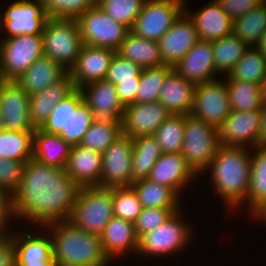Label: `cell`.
<instances>
[{"instance_id": "obj_3", "label": "cell", "mask_w": 266, "mask_h": 266, "mask_svg": "<svg viewBox=\"0 0 266 266\" xmlns=\"http://www.w3.org/2000/svg\"><path fill=\"white\" fill-rule=\"evenodd\" d=\"M50 231L53 257L59 266H108L109 259L103 253L100 236L88 233L70 222L58 221L39 229Z\"/></svg>"}, {"instance_id": "obj_49", "label": "cell", "mask_w": 266, "mask_h": 266, "mask_svg": "<svg viewBox=\"0 0 266 266\" xmlns=\"http://www.w3.org/2000/svg\"><path fill=\"white\" fill-rule=\"evenodd\" d=\"M142 68L115 53L107 70L105 80L117 84L122 80L140 79Z\"/></svg>"}, {"instance_id": "obj_14", "label": "cell", "mask_w": 266, "mask_h": 266, "mask_svg": "<svg viewBox=\"0 0 266 266\" xmlns=\"http://www.w3.org/2000/svg\"><path fill=\"white\" fill-rule=\"evenodd\" d=\"M260 131L261 110L231 111L218 127V140L222 146L252 149L260 145Z\"/></svg>"}, {"instance_id": "obj_17", "label": "cell", "mask_w": 266, "mask_h": 266, "mask_svg": "<svg viewBox=\"0 0 266 266\" xmlns=\"http://www.w3.org/2000/svg\"><path fill=\"white\" fill-rule=\"evenodd\" d=\"M13 231L15 243V263L17 266H59L58 261L53 257L52 240L49 231ZM38 232V233H37Z\"/></svg>"}, {"instance_id": "obj_6", "label": "cell", "mask_w": 266, "mask_h": 266, "mask_svg": "<svg viewBox=\"0 0 266 266\" xmlns=\"http://www.w3.org/2000/svg\"><path fill=\"white\" fill-rule=\"evenodd\" d=\"M180 213V210L175 212L157 229L142 235L138 239L136 254L149 259V257L172 256L185 250L188 243H191L193 231L191 226L184 222Z\"/></svg>"}, {"instance_id": "obj_7", "label": "cell", "mask_w": 266, "mask_h": 266, "mask_svg": "<svg viewBox=\"0 0 266 266\" xmlns=\"http://www.w3.org/2000/svg\"><path fill=\"white\" fill-rule=\"evenodd\" d=\"M219 146L218 128L207 124L192 114L186 115L181 154L199 176L202 173L205 174L204 171L209 166Z\"/></svg>"}, {"instance_id": "obj_40", "label": "cell", "mask_w": 266, "mask_h": 266, "mask_svg": "<svg viewBox=\"0 0 266 266\" xmlns=\"http://www.w3.org/2000/svg\"><path fill=\"white\" fill-rule=\"evenodd\" d=\"M185 124V114H171L153 134L162 153H181Z\"/></svg>"}, {"instance_id": "obj_9", "label": "cell", "mask_w": 266, "mask_h": 266, "mask_svg": "<svg viewBox=\"0 0 266 266\" xmlns=\"http://www.w3.org/2000/svg\"><path fill=\"white\" fill-rule=\"evenodd\" d=\"M83 43L117 51L130 29L117 22L97 4L82 13L77 19Z\"/></svg>"}, {"instance_id": "obj_44", "label": "cell", "mask_w": 266, "mask_h": 266, "mask_svg": "<svg viewBox=\"0 0 266 266\" xmlns=\"http://www.w3.org/2000/svg\"><path fill=\"white\" fill-rule=\"evenodd\" d=\"M95 119L93 112L85 103L80 107H70L68 128L62 130L59 136L71 145H79Z\"/></svg>"}, {"instance_id": "obj_58", "label": "cell", "mask_w": 266, "mask_h": 266, "mask_svg": "<svg viewBox=\"0 0 266 266\" xmlns=\"http://www.w3.org/2000/svg\"><path fill=\"white\" fill-rule=\"evenodd\" d=\"M5 128H4V125H3V120H2V117H1V113H0V132L2 131V130H4Z\"/></svg>"}, {"instance_id": "obj_31", "label": "cell", "mask_w": 266, "mask_h": 266, "mask_svg": "<svg viewBox=\"0 0 266 266\" xmlns=\"http://www.w3.org/2000/svg\"><path fill=\"white\" fill-rule=\"evenodd\" d=\"M132 183L149 177L152 167L163 154L153 135L132 138Z\"/></svg>"}, {"instance_id": "obj_48", "label": "cell", "mask_w": 266, "mask_h": 266, "mask_svg": "<svg viewBox=\"0 0 266 266\" xmlns=\"http://www.w3.org/2000/svg\"><path fill=\"white\" fill-rule=\"evenodd\" d=\"M25 167L26 162L0 157V187L13 195L21 185Z\"/></svg>"}, {"instance_id": "obj_19", "label": "cell", "mask_w": 266, "mask_h": 266, "mask_svg": "<svg viewBox=\"0 0 266 266\" xmlns=\"http://www.w3.org/2000/svg\"><path fill=\"white\" fill-rule=\"evenodd\" d=\"M116 51L84 44L75 65L69 74L75 88H82L87 84L104 80L111 60Z\"/></svg>"}, {"instance_id": "obj_39", "label": "cell", "mask_w": 266, "mask_h": 266, "mask_svg": "<svg viewBox=\"0 0 266 266\" xmlns=\"http://www.w3.org/2000/svg\"><path fill=\"white\" fill-rule=\"evenodd\" d=\"M34 132H0V157L15 161L27 162L33 159Z\"/></svg>"}, {"instance_id": "obj_42", "label": "cell", "mask_w": 266, "mask_h": 266, "mask_svg": "<svg viewBox=\"0 0 266 266\" xmlns=\"http://www.w3.org/2000/svg\"><path fill=\"white\" fill-rule=\"evenodd\" d=\"M84 99L80 89L75 88L50 113L40 129L46 133L59 135L66 130L70 121V107H80Z\"/></svg>"}, {"instance_id": "obj_27", "label": "cell", "mask_w": 266, "mask_h": 266, "mask_svg": "<svg viewBox=\"0 0 266 266\" xmlns=\"http://www.w3.org/2000/svg\"><path fill=\"white\" fill-rule=\"evenodd\" d=\"M68 73L59 63L46 56H42L15 82L29 95H34L61 81Z\"/></svg>"}, {"instance_id": "obj_22", "label": "cell", "mask_w": 266, "mask_h": 266, "mask_svg": "<svg viewBox=\"0 0 266 266\" xmlns=\"http://www.w3.org/2000/svg\"><path fill=\"white\" fill-rule=\"evenodd\" d=\"M80 91L96 119L122 120L125 106L119 100L114 84L104 79L87 84Z\"/></svg>"}, {"instance_id": "obj_47", "label": "cell", "mask_w": 266, "mask_h": 266, "mask_svg": "<svg viewBox=\"0 0 266 266\" xmlns=\"http://www.w3.org/2000/svg\"><path fill=\"white\" fill-rule=\"evenodd\" d=\"M181 208H142L134 222V229L138 239L164 224L175 212Z\"/></svg>"}, {"instance_id": "obj_13", "label": "cell", "mask_w": 266, "mask_h": 266, "mask_svg": "<svg viewBox=\"0 0 266 266\" xmlns=\"http://www.w3.org/2000/svg\"><path fill=\"white\" fill-rule=\"evenodd\" d=\"M132 138L122 134L102 153L99 187H123L132 184Z\"/></svg>"}, {"instance_id": "obj_4", "label": "cell", "mask_w": 266, "mask_h": 266, "mask_svg": "<svg viewBox=\"0 0 266 266\" xmlns=\"http://www.w3.org/2000/svg\"><path fill=\"white\" fill-rule=\"evenodd\" d=\"M113 216L112 187H81L69 219L74 227L100 236Z\"/></svg>"}, {"instance_id": "obj_32", "label": "cell", "mask_w": 266, "mask_h": 266, "mask_svg": "<svg viewBox=\"0 0 266 266\" xmlns=\"http://www.w3.org/2000/svg\"><path fill=\"white\" fill-rule=\"evenodd\" d=\"M251 175L247 203L251 215L266 201V145H258L251 151Z\"/></svg>"}, {"instance_id": "obj_21", "label": "cell", "mask_w": 266, "mask_h": 266, "mask_svg": "<svg viewBox=\"0 0 266 266\" xmlns=\"http://www.w3.org/2000/svg\"><path fill=\"white\" fill-rule=\"evenodd\" d=\"M197 176L181 153H163L152 167L148 179L171 188L181 198V192Z\"/></svg>"}, {"instance_id": "obj_36", "label": "cell", "mask_w": 266, "mask_h": 266, "mask_svg": "<svg viewBox=\"0 0 266 266\" xmlns=\"http://www.w3.org/2000/svg\"><path fill=\"white\" fill-rule=\"evenodd\" d=\"M266 30V0L258 7L233 20V34L249 47L255 46Z\"/></svg>"}, {"instance_id": "obj_46", "label": "cell", "mask_w": 266, "mask_h": 266, "mask_svg": "<svg viewBox=\"0 0 266 266\" xmlns=\"http://www.w3.org/2000/svg\"><path fill=\"white\" fill-rule=\"evenodd\" d=\"M97 0H38L49 18L77 19L92 8Z\"/></svg>"}, {"instance_id": "obj_43", "label": "cell", "mask_w": 266, "mask_h": 266, "mask_svg": "<svg viewBox=\"0 0 266 266\" xmlns=\"http://www.w3.org/2000/svg\"><path fill=\"white\" fill-rule=\"evenodd\" d=\"M113 216L134 223L142 204L131 186L112 187Z\"/></svg>"}, {"instance_id": "obj_12", "label": "cell", "mask_w": 266, "mask_h": 266, "mask_svg": "<svg viewBox=\"0 0 266 266\" xmlns=\"http://www.w3.org/2000/svg\"><path fill=\"white\" fill-rule=\"evenodd\" d=\"M48 18L45 8L38 0L13 1L1 14V30H6L4 38L41 35Z\"/></svg>"}, {"instance_id": "obj_56", "label": "cell", "mask_w": 266, "mask_h": 266, "mask_svg": "<svg viewBox=\"0 0 266 266\" xmlns=\"http://www.w3.org/2000/svg\"><path fill=\"white\" fill-rule=\"evenodd\" d=\"M255 47L260 50L263 55L266 57V30L261 35V39L258 41V43L255 45Z\"/></svg>"}, {"instance_id": "obj_26", "label": "cell", "mask_w": 266, "mask_h": 266, "mask_svg": "<svg viewBox=\"0 0 266 266\" xmlns=\"http://www.w3.org/2000/svg\"><path fill=\"white\" fill-rule=\"evenodd\" d=\"M195 86L172 69L165 77L158 101L171 114H191L194 106Z\"/></svg>"}, {"instance_id": "obj_5", "label": "cell", "mask_w": 266, "mask_h": 266, "mask_svg": "<svg viewBox=\"0 0 266 266\" xmlns=\"http://www.w3.org/2000/svg\"><path fill=\"white\" fill-rule=\"evenodd\" d=\"M41 35L43 56L59 63L69 72L84 46L77 21L48 18Z\"/></svg>"}, {"instance_id": "obj_52", "label": "cell", "mask_w": 266, "mask_h": 266, "mask_svg": "<svg viewBox=\"0 0 266 266\" xmlns=\"http://www.w3.org/2000/svg\"><path fill=\"white\" fill-rule=\"evenodd\" d=\"M140 79H127L115 84L119 100L124 106L136 103V93Z\"/></svg>"}, {"instance_id": "obj_24", "label": "cell", "mask_w": 266, "mask_h": 266, "mask_svg": "<svg viewBox=\"0 0 266 266\" xmlns=\"http://www.w3.org/2000/svg\"><path fill=\"white\" fill-rule=\"evenodd\" d=\"M103 253L109 261L127 253H137L138 237L134 223L112 217L100 235ZM112 259V260H111Z\"/></svg>"}, {"instance_id": "obj_10", "label": "cell", "mask_w": 266, "mask_h": 266, "mask_svg": "<svg viewBox=\"0 0 266 266\" xmlns=\"http://www.w3.org/2000/svg\"><path fill=\"white\" fill-rule=\"evenodd\" d=\"M184 5L186 0H146L130 31L158 42L184 12Z\"/></svg>"}, {"instance_id": "obj_1", "label": "cell", "mask_w": 266, "mask_h": 266, "mask_svg": "<svg viewBox=\"0 0 266 266\" xmlns=\"http://www.w3.org/2000/svg\"><path fill=\"white\" fill-rule=\"evenodd\" d=\"M81 186L73 181L65 169L43 165L34 159L26 162L23 180L13 194V208L17 220L23 218L43 227L69 219Z\"/></svg>"}, {"instance_id": "obj_30", "label": "cell", "mask_w": 266, "mask_h": 266, "mask_svg": "<svg viewBox=\"0 0 266 266\" xmlns=\"http://www.w3.org/2000/svg\"><path fill=\"white\" fill-rule=\"evenodd\" d=\"M116 53L138 64L142 69L165 65L161 58L159 43L137 36L131 31L126 35Z\"/></svg>"}, {"instance_id": "obj_55", "label": "cell", "mask_w": 266, "mask_h": 266, "mask_svg": "<svg viewBox=\"0 0 266 266\" xmlns=\"http://www.w3.org/2000/svg\"><path fill=\"white\" fill-rule=\"evenodd\" d=\"M253 216V217H252ZM254 220L266 222V201L263 202L253 213L250 215Z\"/></svg>"}, {"instance_id": "obj_53", "label": "cell", "mask_w": 266, "mask_h": 266, "mask_svg": "<svg viewBox=\"0 0 266 266\" xmlns=\"http://www.w3.org/2000/svg\"><path fill=\"white\" fill-rule=\"evenodd\" d=\"M15 263V243L13 231L0 233V266H11Z\"/></svg>"}, {"instance_id": "obj_38", "label": "cell", "mask_w": 266, "mask_h": 266, "mask_svg": "<svg viewBox=\"0 0 266 266\" xmlns=\"http://www.w3.org/2000/svg\"><path fill=\"white\" fill-rule=\"evenodd\" d=\"M229 92L231 111L260 110L262 107L260 84L241 80L225 81Z\"/></svg>"}, {"instance_id": "obj_11", "label": "cell", "mask_w": 266, "mask_h": 266, "mask_svg": "<svg viewBox=\"0 0 266 266\" xmlns=\"http://www.w3.org/2000/svg\"><path fill=\"white\" fill-rule=\"evenodd\" d=\"M216 79L197 84L191 114L216 128L229 116L231 107L225 81Z\"/></svg>"}, {"instance_id": "obj_51", "label": "cell", "mask_w": 266, "mask_h": 266, "mask_svg": "<svg viewBox=\"0 0 266 266\" xmlns=\"http://www.w3.org/2000/svg\"><path fill=\"white\" fill-rule=\"evenodd\" d=\"M12 218L16 219L13 208V195L0 187V233L10 232Z\"/></svg>"}, {"instance_id": "obj_57", "label": "cell", "mask_w": 266, "mask_h": 266, "mask_svg": "<svg viewBox=\"0 0 266 266\" xmlns=\"http://www.w3.org/2000/svg\"><path fill=\"white\" fill-rule=\"evenodd\" d=\"M262 104L266 103V77L260 83Z\"/></svg>"}, {"instance_id": "obj_23", "label": "cell", "mask_w": 266, "mask_h": 266, "mask_svg": "<svg viewBox=\"0 0 266 266\" xmlns=\"http://www.w3.org/2000/svg\"><path fill=\"white\" fill-rule=\"evenodd\" d=\"M184 12L193 21L199 40L216 41L233 32V20L215 0L194 13Z\"/></svg>"}, {"instance_id": "obj_18", "label": "cell", "mask_w": 266, "mask_h": 266, "mask_svg": "<svg viewBox=\"0 0 266 266\" xmlns=\"http://www.w3.org/2000/svg\"><path fill=\"white\" fill-rule=\"evenodd\" d=\"M213 54L212 41L198 40L173 66V70L195 85L216 80L218 76Z\"/></svg>"}, {"instance_id": "obj_59", "label": "cell", "mask_w": 266, "mask_h": 266, "mask_svg": "<svg viewBox=\"0 0 266 266\" xmlns=\"http://www.w3.org/2000/svg\"><path fill=\"white\" fill-rule=\"evenodd\" d=\"M0 12H1V9H0ZM0 32L2 33V31H1V13H0Z\"/></svg>"}, {"instance_id": "obj_15", "label": "cell", "mask_w": 266, "mask_h": 266, "mask_svg": "<svg viewBox=\"0 0 266 266\" xmlns=\"http://www.w3.org/2000/svg\"><path fill=\"white\" fill-rule=\"evenodd\" d=\"M30 95L15 81H0V113L6 130L35 132L30 121Z\"/></svg>"}, {"instance_id": "obj_41", "label": "cell", "mask_w": 266, "mask_h": 266, "mask_svg": "<svg viewBox=\"0 0 266 266\" xmlns=\"http://www.w3.org/2000/svg\"><path fill=\"white\" fill-rule=\"evenodd\" d=\"M172 69L173 66L170 65L142 69L140 84L136 93V103L158 102L165 77Z\"/></svg>"}, {"instance_id": "obj_54", "label": "cell", "mask_w": 266, "mask_h": 266, "mask_svg": "<svg viewBox=\"0 0 266 266\" xmlns=\"http://www.w3.org/2000/svg\"><path fill=\"white\" fill-rule=\"evenodd\" d=\"M260 145H266V103L261 107Z\"/></svg>"}, {"instance_id": "obj_35", "label": "cell", "mask_w": 266, "mask_h": 266, "mask_svg": "<svg viewBox=\"0 0 266 266\" xmlns=\"http://www.w3.org/2000/svg\"><path fill=\"white\" fill-rule=\"evenodd\" d=\"M122 135L121 121L95 119L84 134L81 146L103 153Z\"/></svg>"}, {"instance_id": "obj_20", "label": "cell", "mask_w": 266, "mask_h": 266, "mask_svg": "<svg viewBox=\"0 0 266 266\" xmlns=\"http://www.w3.org/2000/svg\"><path fill=\"white\" fill-rule=\"evenodd\" d=\"M198 40L193 21L183 12L158 41L164 64L174 66Z\"/></svg>"}, {"instance_id": "obj_45", "label": "cell", "mask_w": 266, "mask_h": 266, "mask_svg": "<svg viewBox=\"0 0 266 266\" xmlns=\"http://www.w3.org/2000/svg\"><path fill=\"white\" fill-rule=\"evenodd\" d=\"M146 0H97L96 4L117 22L132 28Z\"/></svg>"}, {"instance_id": "obj_8", "label": "cell", "mask_w": 266, "mask_h": 266, "mask_svg": "<svg viewBox=\"0 0 266 266\" xmlns=\"http://www.w3.org/2000/svg\"><path fill=\"white\" fill-rule=\"evenodd\" d=\"M42 56V35L2 38L0 40V81H16Z\"/></svg>"}, {"instance_id": "obj_25", "label": "cell", "mask_w": 266, "mask_h": 266, "mask_svg": "<svg viewBox=\"0 0 266 266\" xmlns=\"http://www.w3.org/2000/svg\"><path fill=\"white\" fill-rule=\"evenodd\" d=\"M102 164L101 153L83 147L80 144L72 145L65 172L81 187H99Z\"/></svg>"}, {"instance_id": "obj_2", "label": "cell", "mask_w": 266, "mask_h": 266, "mask_svg": "<svg viewBox=\"0 0 266 266\" xmlns=\"http://www.w3.org/2000/svg\"><path fill=\"white\" fill-rule=\"evenodd\" d=\"M251 150L220 145L205 169V173L211 170L213 187L229 210L244 206L250 184Z\"/></svg>"}, {"instance_id": "obj_16", "label": "cell", "mask_w": 266, "mask_h": 266, "mask_svg": "<svg viewBox=\"0 0 266 266\" xmlns=\"http://www.w3.org/2000/svg\"><path fill=\"white\" fill-rule=\"evenodd\" d=\"M170 115L159 101L126 105L121 120L122 134L131 138L153 135Z\"/></svg>"}, {"instance_id": "obj_29", "label": "cell", "mask_w": 266, "mask_h": 266, "mask_svg": "<svg viewBox=\"0 0 266 266\" xmlns=\"http://www.w3.org/2000/svg\"><path fill=\"white\" fill-rule=\"evenodd\" d=\"M72 145L59 135L36 128L33 135V159L43 165L66 168Z\"/></svg>"}, {"instance_id": "obj_50", "label": "cell", "mask_w": 266, "mask_h": 266, "mask_svg": "<svg viewBox=\"0 0 266 266\" xmlns=\"http://www.w3.org/2000/svg\"><path fill=\"white\" fill-rule=\"evenodd\" d=\"M220 7L235 20L248 13L253 8L258 7L265 0H215Z\"/></svg>"}, {"instance_id": "obj_34", "label": "cell", "mask_w": 266, "mask_h": 266, "mask_svg": "<svg viewBox=\"0 0 266 266\" xmlns=\"http://www.w3.org/2000/svg\"><path fill=\"white\" fill-rule=\"evenodd\" d=\"M212 46L217 75L226 73L225 76H228L238 60L249 48L246 43L233 33L216 41H212Z\"/></svg>"}, {"instance_id": "obj_37", "label": "cell", "mask_w": 266, "mask_h": 266, "mask_svg": "<svg viewBox=\"0 0 266 266\" xmlns=\"http://www.w3.org/2000/svg\"><path fill=\"white\" fill-rule=\"evenodd\" d=\"M266 77V57L255 46H250L238 60L225 80L261 83Z\"/></svg>"}, {"instance_id": "obj_28", "label": "cell", "mask_w": 266, "mask_h": 266, "mask_svg": "<svg viewBox=\"0 0 266 266\" xmlns=\"http://www.w3.org/2000/svg\"><path fill=\"white\" fill-rule=\"evenodd\" d=\"M75 89L68 73L61 81L49 88L30 95V121L35 128H40L53 109Z\"/></svg>"}, {"instance_id": "obj_33", "label": "cell", "mask_w": 266, "mask_h": 266, "mask_svg": "<svg viewBox=\"0 0 266 266\" xmlns=\"http://www.w3.org/2000/svg\"><path fill=\"white\" fill-rule=\"evenodd\" d=\"M143 208H180V197L169 187L150 179H141L131 184Z\"/></svg>"}]
</instances>
